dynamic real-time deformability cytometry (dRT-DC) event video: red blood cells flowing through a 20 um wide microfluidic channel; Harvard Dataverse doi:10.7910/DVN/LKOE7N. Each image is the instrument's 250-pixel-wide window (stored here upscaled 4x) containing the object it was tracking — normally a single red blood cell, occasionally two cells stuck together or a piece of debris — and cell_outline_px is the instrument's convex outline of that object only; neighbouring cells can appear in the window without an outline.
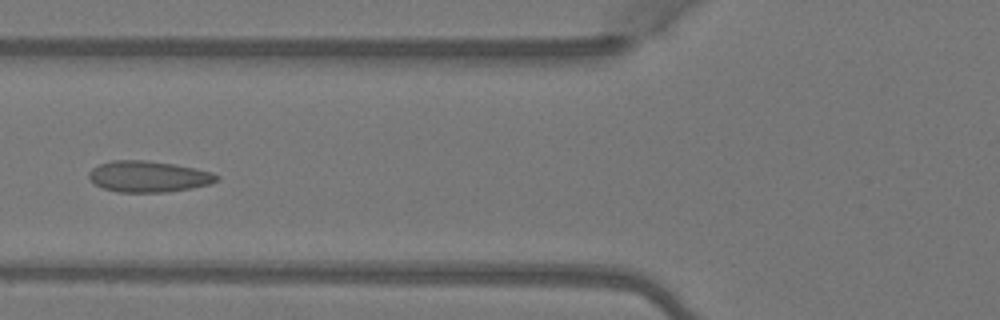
{"species": "Egyptian fruit bat (a non-hibernating species)", "species_latin": "Rousettus aegyptiacus", "temperature_condition": "warm", "stored_images_in_passage": 5, "camera_frame_rate_fps": 3000, "um_per_image_px": 0.085, "animal": {"sex": "female"}, "frame": {"image": 1, "passage_image": 5, "time_ms": 1.333, "image_size_px": [1000, 320], "cell_outline_px": [[220, 176], [216, 180], [208, 184], [192, 188], [164, 192], [116, 192], [104, 188], [96, 184], [88, 176], [88, 172], [92, 168], [100, 164], [112, 160], [148, 160], [176, 164], [196, 168], [212, 172]], "centroid_in_image_um": [12.62, 14.99], "position_along_channel_um": 113.2, "area_um2": 23.18}}